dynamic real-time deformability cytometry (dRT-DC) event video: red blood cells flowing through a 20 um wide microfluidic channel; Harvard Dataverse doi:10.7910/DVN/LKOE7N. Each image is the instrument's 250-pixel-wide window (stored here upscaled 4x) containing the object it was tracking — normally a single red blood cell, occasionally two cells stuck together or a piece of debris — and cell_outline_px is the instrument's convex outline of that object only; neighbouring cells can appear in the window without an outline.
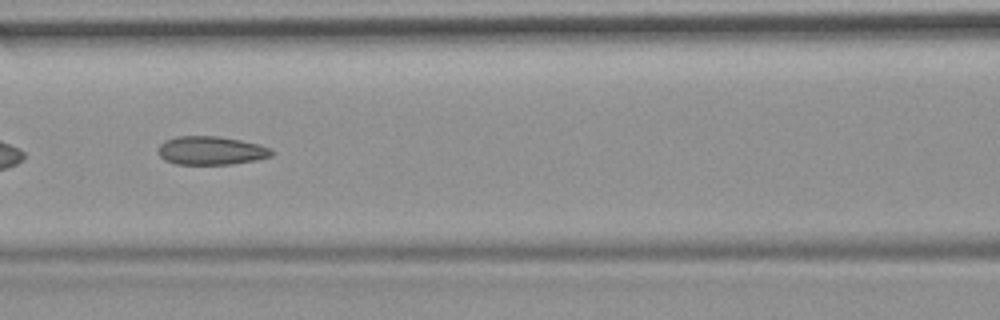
{"species": "common noctule bat (a hibernating species)", "species_latin": "Nyctalus noctula", "temperature_condition": "room temperature", "stored_images_in_passage": 54, "camera_frame_rate_fps": 3000, "um_per_image_px": 0.085, "animal": {"sex": "female", "body_mass_g": 19.9}, "frame": {"image": 1, "passage_image": 24, "time_ms": 7.667, "image_size_px": [1000, 320], "cell_outline_px": [[272, 156], [256, 160], [232, 164], [176, 164], [164, 160], [160, 156], [160, 144], [164, 140], [176, 136], [220, 136], [240, 140], [272, 148]], "centroid_in_image_um": [17.94, 12.79], "position_along_channel_um": 148.7, "area_um2": 18.79}, "authors_computed_cell_mechanics": {"area_um2": 19.5653, "velocity_mm_per_s": 3.7149, "shape_relaxation_time_tau1_ms": null, "shape_relaxation_time_tau2_ms": 2.5659, "deformation_change_tau1": null, "deformation_change_tau2": 0.1082}}